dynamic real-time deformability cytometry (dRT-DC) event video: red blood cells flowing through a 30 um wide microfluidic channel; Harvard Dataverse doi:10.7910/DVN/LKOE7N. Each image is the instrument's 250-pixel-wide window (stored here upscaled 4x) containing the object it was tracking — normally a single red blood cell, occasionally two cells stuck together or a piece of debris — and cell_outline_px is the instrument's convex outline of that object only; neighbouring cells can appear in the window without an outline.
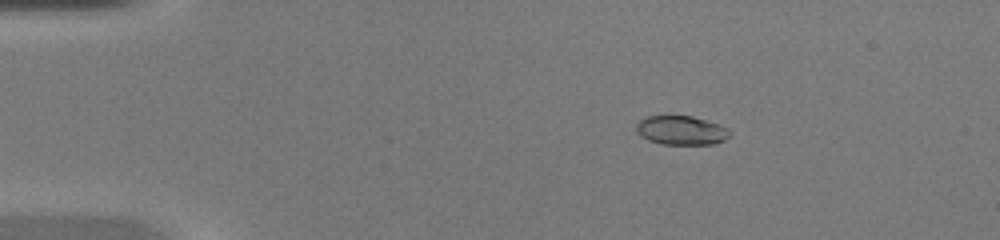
{"species": "common noctule bat (a hibernating species)", "species_latin": "Nyctalus noctula", "temperature_condition": "warm", "stored_images_in_passage": 46, "camera_frame_rate_fps": 3000, "um_per_image_px": 0.085, "animal": {"sex": "female", "body_mass_g": 20.0, "forearm_length_mm": 54.0}, "frame": {"image": 1, "passage_image": 9, "time_ms": 2.667, "image_size_px": [1000, 240], "cell_outline_px": [[732, 132], [724, 140], [716, 144], [664, 144], [648, 140], [640, 136], [636, 132], [636, 124], [640, 120], [648, 116], [692, 116], [720, 124], [728, 128]], "centroid_in_image_um": [57.92, 11.08], "position_along_channel_um": 27.1, "area_um2": 15.9}}
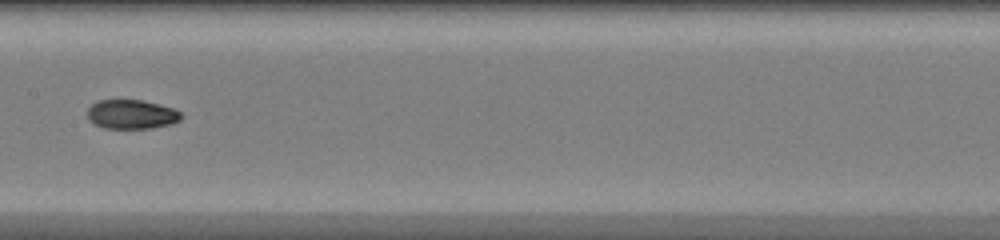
{"frame": {"image": 2, "passage_image": 25, "time_ms": 8.0, "image_size_px": [1000, 240], "cell_outline_px": [[184, 116], [180, 120], [172, 124], [152, 128], [104, 128], [88, 120], [88, 108], [92, 104], [100, 100], [144, 100], [172, 108], [180, 112]], "centroid_in_image_um": [11.2, 9.72], "position_along_channel_um": 196.2, "area_um2": 15.95}}
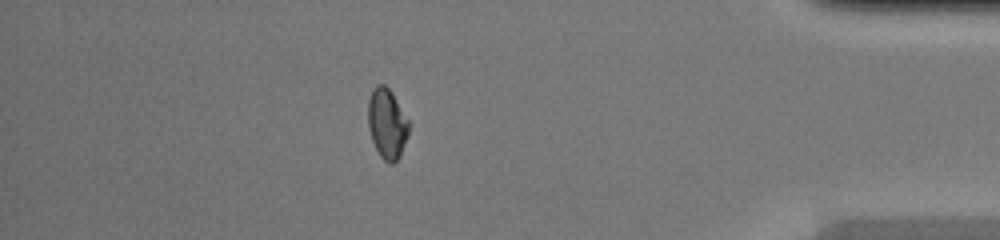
{"frame": {"image": 3, "passage_image": 41, "time_ms": 13.333, "image_size_px": [1000, 240], "cell_outline_px": [[408, 136], [400, 156], [392, 164], [388, 164], [380, 156], [372, 140], [368, 128], [368, 100], [372, 88], [376, 84], [384, 84], [392, 92], [408, 120]], "centroid_in_image_um": [32.88, 10.5], "position_along_channel_um": 402.3, "area_um2": 16.7}}